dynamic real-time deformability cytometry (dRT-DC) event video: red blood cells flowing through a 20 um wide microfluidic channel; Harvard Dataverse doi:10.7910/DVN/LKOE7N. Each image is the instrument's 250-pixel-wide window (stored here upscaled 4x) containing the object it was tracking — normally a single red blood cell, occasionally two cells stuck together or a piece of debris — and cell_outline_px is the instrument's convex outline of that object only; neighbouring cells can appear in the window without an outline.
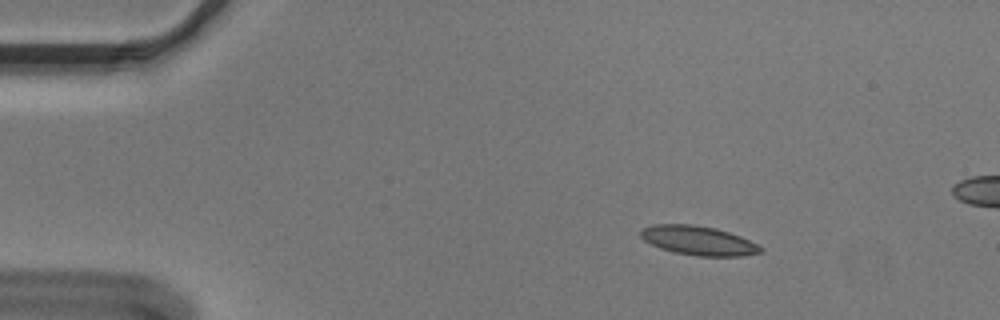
{"species": "Egyptian fruit bat (a non-hibernating species)", "species_latin": "Rousettus aegyptiacus", "temperature_condition": "cold", "stored_images_in_passage": 49, "camera_frame_rate_fps": 3000, "um_per_image_px": 0.085, "animal": {"sex": "male"}, "frame": {"image": 1, "passage_image": 4, "time_ms": 1.0, "image_size_px": [1000, 320], "cell_outline_px": [[764, 252], [744, 256], [696, 256], [676, 252], [660, 248], [644, 240], [640, 236], [640, 232], [644, 228], [652, 224], [692, 224], [716, 228], [740, 236], [764, 248]], "centroid_in_image_um": [59.38, 20.45], "position_along_channel_um": 25.6, "area_um2": 20.35}}
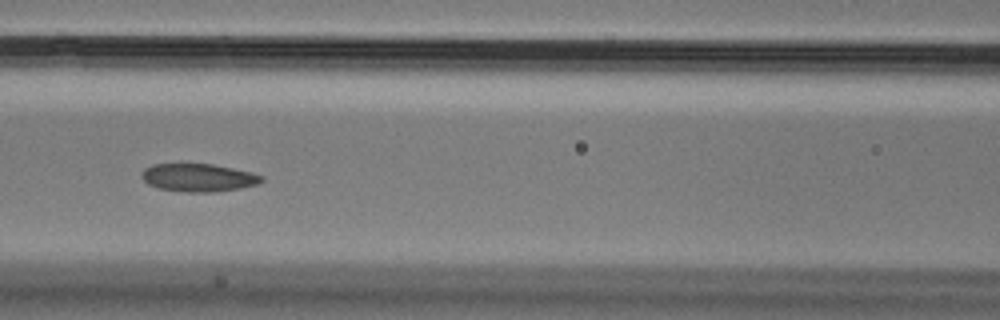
{"frame": {"image": 2, "passage_image": 20, "time_ms": 6.333, "image_size_px": [1000, 320], "cell_outline_px": [[264, 180], [256, 184], [240, 188], [216, 192], [184, 192], [156, 188], [148, 184], [140, 176], [144, 168], [152, 164], [212, 164], [252, 172], [264, 176]], "centroid_in_image_um": [16.85, 15.1], "position_along_channel_um": 149.8, "area_um2": 19.65}}
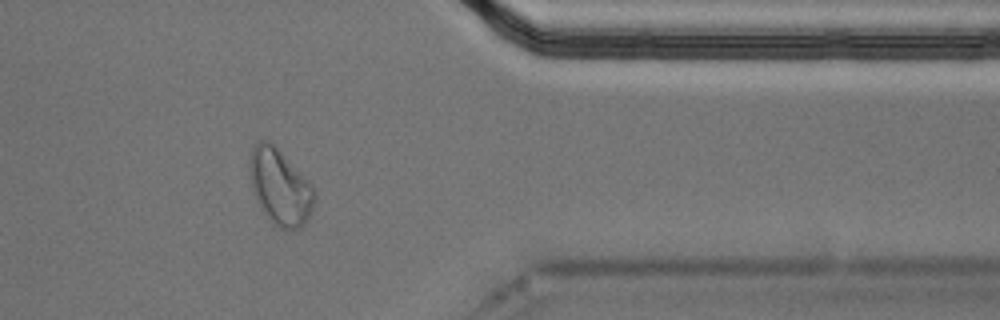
{"frame": {"image": 3, "passage_image": 41, "time_ms": 13.333, "image_size_px": [1000, 320], "cell_outline_px": [[316, 196], [312, 208], [304, 224], [300, 228], [288, 232], [272, 224], [256, 200], [252, 188], [248, 172], [248, 160], [252, 148], [260, 140], [268, 140], [276, 144], [312, 184], [316, 192]], "centroid_in_image_um": [23.79, 15.87], "position_along_channel_um": 387.6, "area_um2": 29.3}}